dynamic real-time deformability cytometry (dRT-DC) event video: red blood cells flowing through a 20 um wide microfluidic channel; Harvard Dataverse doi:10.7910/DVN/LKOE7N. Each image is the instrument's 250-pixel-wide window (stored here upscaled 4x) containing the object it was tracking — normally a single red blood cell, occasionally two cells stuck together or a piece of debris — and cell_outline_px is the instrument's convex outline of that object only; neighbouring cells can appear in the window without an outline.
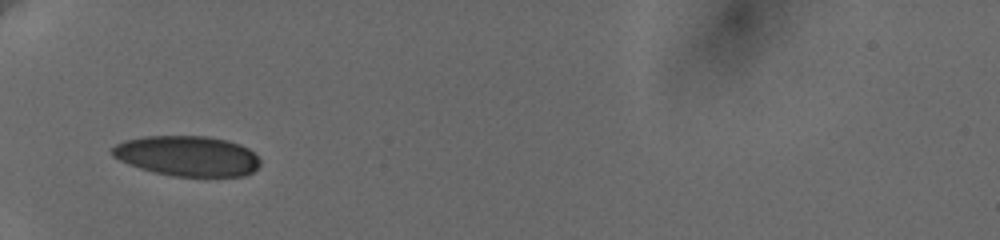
{"species": "human", "species_latin": "Homo sapiens", "temperature_condition": "cold", "stored_images_in_passage": 6, "segment_of_instrument_passage": [2, 2], "camera_frame_rate_fps": 3000, "um_per_image_px": 0.085, "donor": {"sex": "female"}, "frame": {"image": 1, "passage_image": 5, "time_ms": 4.333, "image_size_px": [1000, 240], "cell_outline_px": [[260, 164], [252, 172], [244, 176], [172, 176], [140, 168], [128, 164], [112, 156], [112, 148], [116, 144], [124, 140], [144, 136], [204, 136], [228, 140], [240, 144], [248, 148], [260, 160]], "centroid_in_image_um": [15.92, 13.25], "position_along_channel_um": 69.1, "area_um2": 34.62}}